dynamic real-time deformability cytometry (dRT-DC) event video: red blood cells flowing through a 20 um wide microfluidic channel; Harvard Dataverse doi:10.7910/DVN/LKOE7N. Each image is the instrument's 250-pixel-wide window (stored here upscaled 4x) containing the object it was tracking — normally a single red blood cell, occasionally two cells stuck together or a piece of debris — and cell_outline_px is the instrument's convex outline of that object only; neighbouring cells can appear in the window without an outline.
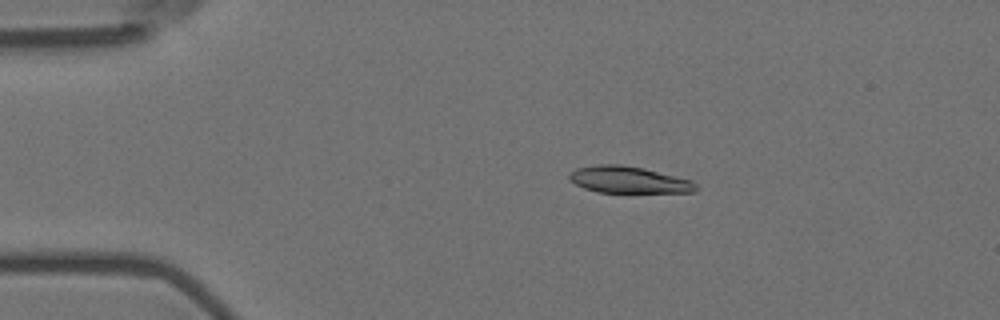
{"species": "Egyptian fruit bat (a non-hibernating species)", "species_latin": "Rousettus aegyptiacus", "temperature_condition": "room temperature", "stored_images_in_passage": 50, "camera_frame_rate_fps": 3000, "um_per_image_px": 0.085, "animal": {"sex": "female"}, "frame": {"image": 1, "passage_image": 4, "time_ms": 1.0, "image_size_px": [1000, 320], "cell_outline_px": [[700, 188], [696, 192], [596, 192], [584, 188], [576, 184], [568, 176], [576, 168], [600, 164], [620, 164], [644, 168], [692, 180]], "centroid_in_image_um": [53.48, 15.28], "position_along_channel_um": 31.5, "area_um2": 19.65}}
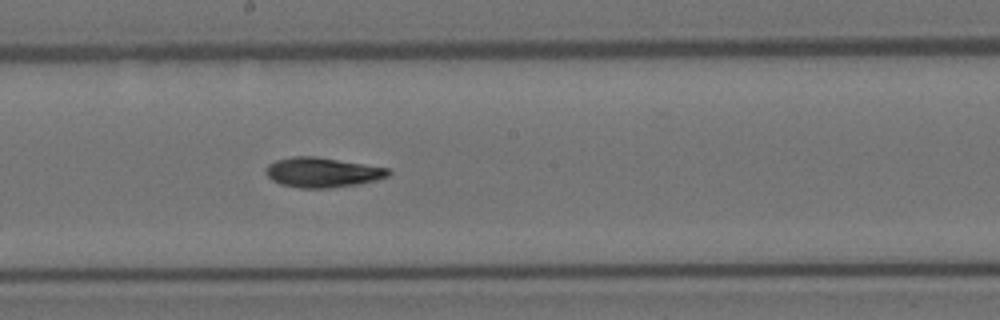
{"frame": {"image": 2, "passage_image": 24, "time_ms": 7.667, "image_size_px": [1000, 320], "cell_outline_px": [[392, 172], [388, 176], [376, 180], [360, 184], [328, 188], [300, 188], [280, 184], [272, 180], [264, 172], [264, 168], [268, 164], [276, 160], [292, 156], [316, 156], [392, 168]], "centroid_in_image_um": [27.42, 14.64], "position_along_channel_um": 220.8, "area_um2": 21.68}}
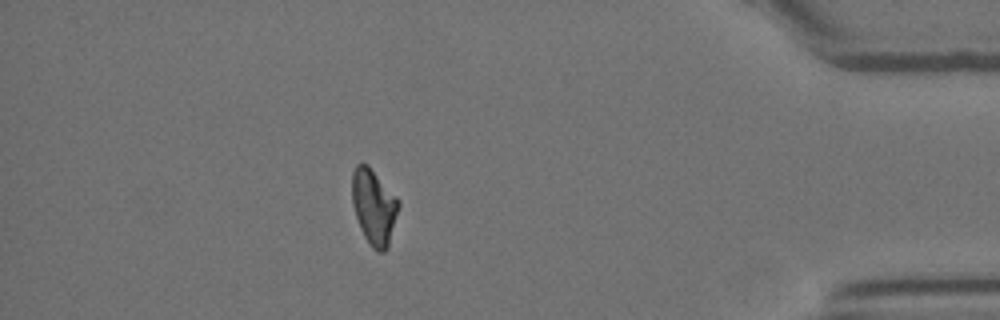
{"frame": {"image": 3, "passage_image": 43, "time_ms": 14.0, "image_size_px": [1000, 320], "cell_outline_px": [[400, 204], [388, 248], [384, 252], [376, 252], [372, 248], [364, 236], [360, 228], [352, 204], [352, 172], [356, 164], [368, 164], [400, 200]], "centroid_in_image_um": [31.79, 17.58], "position_along_channel_um": 403.4, "area_um2": 20.63}, "authors_computed_cell_mechanics": {"area_um2": 20.6057, "velocity_mm_per_s": 3.5721, "shape_relaxation_time_tau1_ms": 7.0363, "shape_relaxation_time_tau2_ms": 5.1416, "deformation_change_tau1": 0.1978, "deformation_change_tau2": 0.1117}}